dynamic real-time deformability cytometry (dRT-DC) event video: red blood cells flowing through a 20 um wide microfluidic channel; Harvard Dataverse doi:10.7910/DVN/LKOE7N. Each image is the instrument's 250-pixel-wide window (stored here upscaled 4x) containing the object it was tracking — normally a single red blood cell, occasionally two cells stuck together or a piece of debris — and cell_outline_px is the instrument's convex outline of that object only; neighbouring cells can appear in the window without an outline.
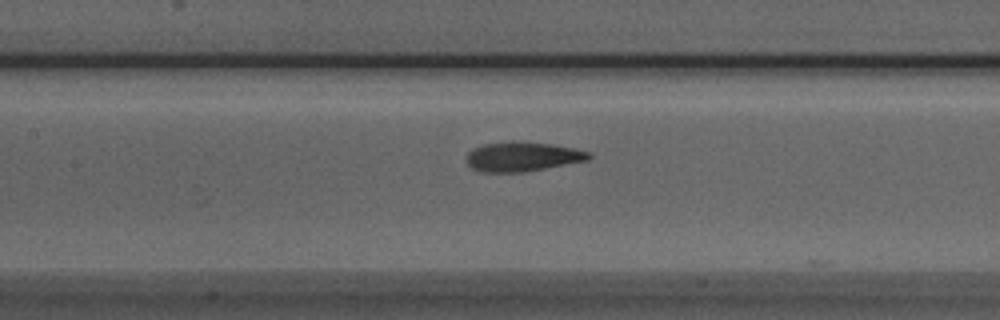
{"species": "Egyptian fruit bat (a non-hibernating species)", "species_latin": "Rousettus aegyptiacus", "temperature_condition": "room temperature", "stored_images_in_passage": 30, "camera_frame_rate_fps": 3000, "um_per_image_px": 0.085, "animal": {"sex": "male"}, "frame": {"image": 1, "passage_image": 9, "time_ms": 2.667, "image_size_px": [1000, 320], "cell_outline_px": [[592, 156], [588, 160], [524, 172], [480, 172], [472, 168], [468, 164], [468, 152], [472, 148], [484, 144], [512, 140], [552, 144], [592, 152]], "centroid_in_image_um": [44.41, 13.3], "position_along_channel_um": 163.0, "area_um2": 21.1}}
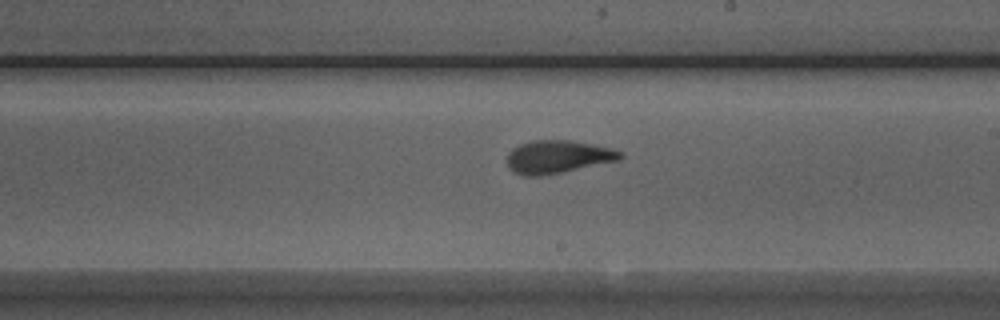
{"frame": {"image": 2, "passage_image": 15, "time_ms": 4.667, "image_size_px": [1000, 320], "cell_outline_px": [[624, 156], [620, 160], [540, 176], [524, 176], [512, 172], [508, 168], [504, 160], [508, 152], [512, 148], [520, 144], [532, 140], [568, 140], [592, 144], [612, 148], [624, 152]], "centroid_in_image_um": [47.36, 13.33], "position_along_channel_um": 241.6, "area_um2": 22.02}}
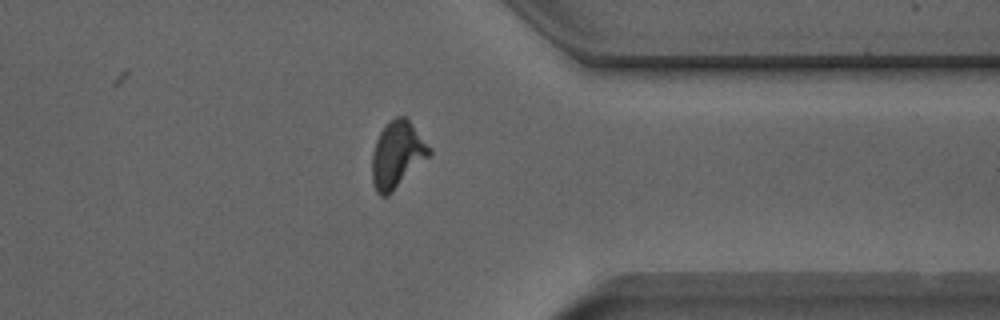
{"frame": {"image": 3, "passage_image": 26, "time_ms": 8.333, "image_size_px": [1000, 320], "cell_outline_px": [[432, 152], [388, 196], [380, 196], [376, 192], [372, 180], [372, 152], [376, 140], [380, 132], [388, 120], [396, 116], [408, 116], [432, 148]], "centroid_in_image_um": [33.76, 13.09], "position_along_channel_um": 377.6, "area_um2": 22.43}, "authors_computed_cell_mechanics": {"area_um2": 21.5305, "velocity_mm_per_s": 3.9375, "shape_relaxation_time_tau1_ms": 3.5497, "shape_relaxation_time_tau2_ms": 1.7187, "deformation_change_tau1": 0.1535, "deformation_change_tau2": 0.0805}}